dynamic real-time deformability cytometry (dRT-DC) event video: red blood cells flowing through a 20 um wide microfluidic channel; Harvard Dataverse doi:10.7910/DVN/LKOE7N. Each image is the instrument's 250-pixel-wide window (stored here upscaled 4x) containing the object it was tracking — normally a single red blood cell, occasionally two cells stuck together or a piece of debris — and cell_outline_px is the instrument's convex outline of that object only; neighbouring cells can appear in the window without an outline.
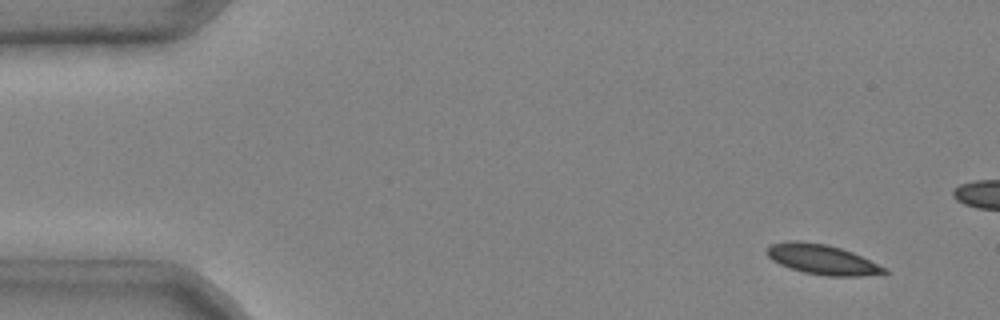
{"species": "common noctule bat (a hibernating species)", "species_latin": "Nyctalus noctula", "temperature_condition": "cold", "stored_images_in_passage": 4, "camera_frame_rate_fps": 3000, "um_per_image_px": 0.085, "animal": {"sex": "male", "body_mass_g": 20.4}, "frame": {"image": 1, "passage_image": 1, "time_ms": 0.0, "image_size_px": [1000, 320], "cell_outline_px": [[888, 272], [864, 276], [828, 276], [804, 272], [780, 264], [772, 260], [764, 252], [772, 244], [788, 240], [800, 240], [824, 244], [840, 248], [852, 252], [888, 268]], "centroid_in_image_um": [69.89, 22.05], "position_along_channel_um": 15.1, "area_um2": 20.4}}